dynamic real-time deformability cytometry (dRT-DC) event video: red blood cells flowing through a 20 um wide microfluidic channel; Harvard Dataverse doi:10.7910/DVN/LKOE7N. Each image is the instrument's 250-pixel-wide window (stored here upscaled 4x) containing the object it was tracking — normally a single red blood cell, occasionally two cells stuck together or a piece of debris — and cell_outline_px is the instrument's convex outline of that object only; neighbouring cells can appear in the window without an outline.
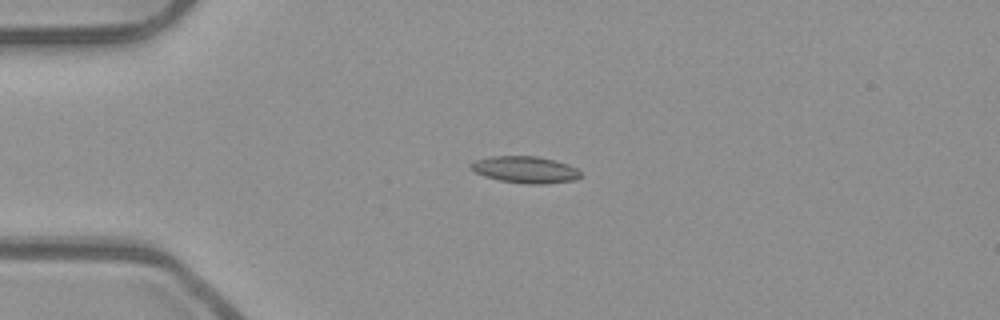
{"species": "common noctule bat (a hibernating species)", "species_latin": "Nyctalus noctula", "temperature_condition": "room temperature", "stored_images_in_passage": 41, "camera_frame_rate_fps": 3000, "um_per_image_px": 0.085, "animal": {"sex": "male", "body_mass_g": 23.1, "forearm_length_mm": 52.7}, "frame": {"image": 1, "passage_image": 1, "time_ms": 0.0, "image_size_px": [1000, 320], "cell_outline_px": [[580, 176], [576, 180], [544, 184], [528, 184], [500, 180], [484, 176], [468, 168], [468, 164], [476, 160], [492, 156], [536, 156], [568, 164], [576, 168], [580, 172]], "centroid_in_image_um": [44.62, 14.42], "position_along_channel_um": 40.4, "area_um2": 17.05}}
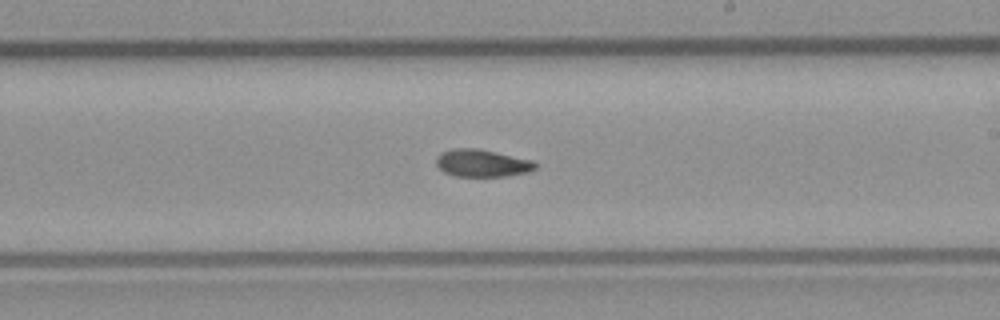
{"frame": {"image": 2, "passage_image": 19, "time_ms": 6.0, "image_size_px": [1000, 320], "cell_outline_px": [[536, 168], [528, 172], [508, 176], [456, 176], [444, 172], [436, 164], [436, 156], [440, 152], [452, 148], [480, 148], [532, 160], [536, 164]], "centroid_in_image_um": [40.96, 13.85], "position_along_channel_um": 248.0, "area_um2": 15.95}}
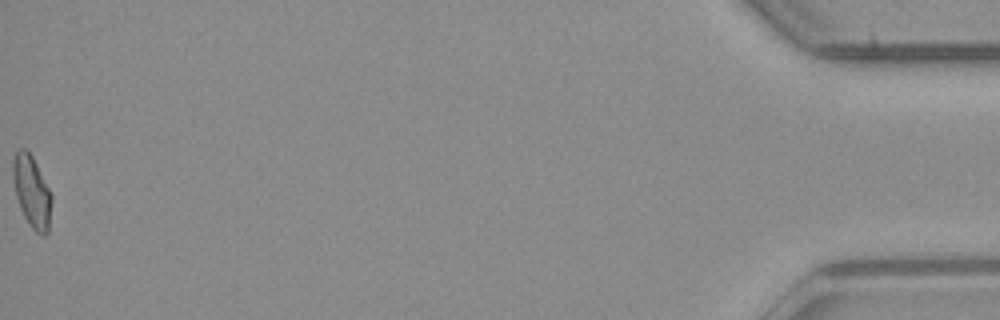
{"frame": {"image": 3, "passage_image": 41, "time_ms": 13.333, "image_size_px": [1000, 320], "cell_outline_px": [[52, 200], [48, 232], [44, 236], [40, 236], [28, 224], [20, 208], [16, 196], [12, 176], [12, 160], [16, 152], [20, 148], [24, 148], [32, 156], [52, 196]], "centroid_in_image_um": [2.69, 16.32], "position_along_channel_um": 432.5, "area_um2": 16.13}, "authors_computed_cell_mechanics": {"area_um2": 15.895, "velocity_mm_per_s": 3.9504, "shape_relaxation_time_tau1_ms": null, "shape_relaxation_time_tau2_ms": 8.3135, "deformation_change_tau1": null, "deformation_change_tau2": 0.1376}}